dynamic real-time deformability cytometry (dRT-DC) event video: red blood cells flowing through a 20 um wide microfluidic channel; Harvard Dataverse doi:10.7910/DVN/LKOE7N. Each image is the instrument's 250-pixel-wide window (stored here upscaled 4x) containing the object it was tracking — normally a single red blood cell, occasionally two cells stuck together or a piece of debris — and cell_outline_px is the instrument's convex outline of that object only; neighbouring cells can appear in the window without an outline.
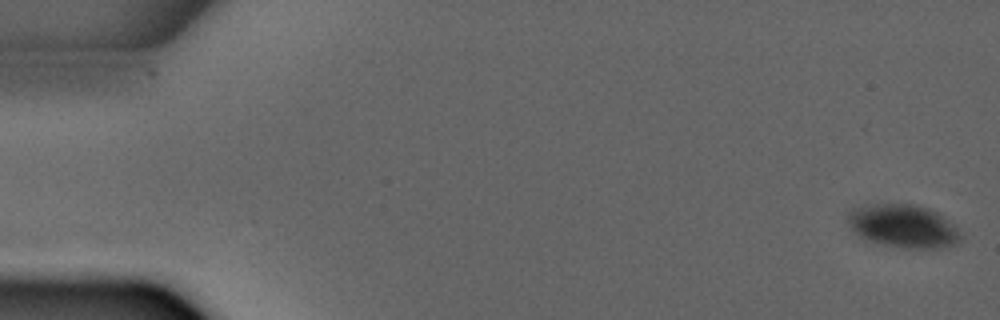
{"species": "common noctule bat (a hibernating species)", "species_latin": "Nyctalus noctula", "temperature_condition": "warm", "stored_images_in_passage": 4, "camera_frame_rate_fps": 3000, "um_per_image_px": 0.085, "animal": {"sex": "male", "forearm_length_mm": 52.5}, "frame": {"image": 1, "passage_image": 1, "time_ms": 0.0, "image_size_px": [1000, 320], "cell_outline_px": [[964, 232], [960, 240], [956, 244], [940, 248], [904, 248], [864, 240], [852, 228], [848, 220], [848, 212], [852, 208], [864, 204], [916, 204], [928, 208], [936, 212], [948, 220]], "centroid_in_image_um": [76.81, 19.21], "position_along_channel_um": 8.2, "area_um2": 28.61}}